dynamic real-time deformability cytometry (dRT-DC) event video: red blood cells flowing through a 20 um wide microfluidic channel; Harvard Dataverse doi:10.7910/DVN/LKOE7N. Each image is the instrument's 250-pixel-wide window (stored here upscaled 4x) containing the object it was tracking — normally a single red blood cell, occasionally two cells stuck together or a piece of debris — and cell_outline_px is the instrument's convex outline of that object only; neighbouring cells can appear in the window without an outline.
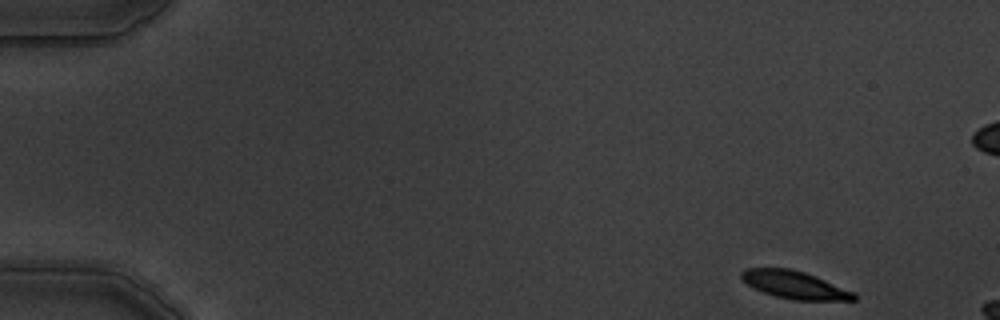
{"species": "common noctule bat (a hibernating species)", "species_latin": "Nyctalus noctula", "temperature_condition": "warm", "stored_images_in_passage": 3, "camera_frame_rate_fps": 3000, "um_per_image_px": 0.085, "animal": {"sex": "male", "body_mass_g": 19.5, "forearm_length_mm": 54.6}, "frame": {"image": 1, "passage_image": 1, "time_ms": 0.0, "image_size_px": [1000, 320], "cell_outline_px": [[856, 300], [792, 300], [776, 296], [752, 288], [740, 276], [740, 272], [744, 268], [788, 268], [804, 272], [856, 292]], "centroid_in_image_um": [67.54, 24.21], "position_along_channel_um": 17.5, "area_um2": 18.09}}